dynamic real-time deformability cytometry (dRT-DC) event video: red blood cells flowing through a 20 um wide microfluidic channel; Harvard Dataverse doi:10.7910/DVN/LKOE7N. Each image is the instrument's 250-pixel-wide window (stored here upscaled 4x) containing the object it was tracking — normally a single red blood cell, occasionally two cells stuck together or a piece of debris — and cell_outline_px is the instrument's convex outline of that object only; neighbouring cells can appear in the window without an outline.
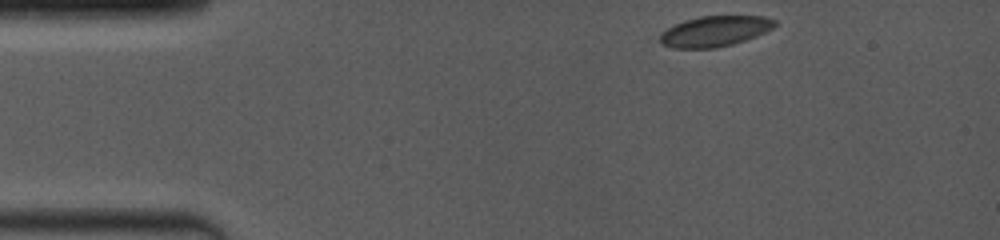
{"species": "common noctule bat (a hibernating species)", "species_latin": "Nyctalus noctula", "temperature_condition": "room temperature", "stored_images_in_passage": 53, "camera_frame_rate_fps": 4000, "um_per_image_px": 0.085, "animal": {"sex": "female", "body_mass_g": 19.0, "forearm_length_mm": 53.3}, "frame": {"image": 1, "passage_image": 1, "time_ms": 0.0, "image_size_px": [1000, 240], "cell_outline_px": [[776, 24], [772, 28], [756, 36], [732, 44], [716, 48], [672, 48], [660, 44], [660, 32], [684, 20], [700, 16], [764, 16], [776, 20]], "centroid_in_image_um": [60.73, 2.65], "position_along_channel_um": 24.3, "area_um2": 20.4}}
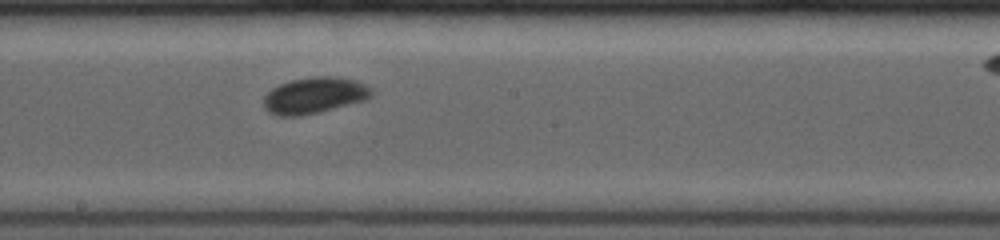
{"frame": {"image": 2, "passage_image": 28, "time_ms": 6.75, "image_size_px": [1000, 240], "cell_outline_px": [[372, 96], [364, 100], [320, 112], [300, 116], [276, 116], [268, 112], [264, 108], [264, 96], [272, 88], [280, 84], [292, 80], [316, 76], [340, 76], [356, 80], [372, 88]], "centroid_in_image_um": [26.72, 8.11], "position_along_channel_um": 221.5, "area_um2": 22.89}}
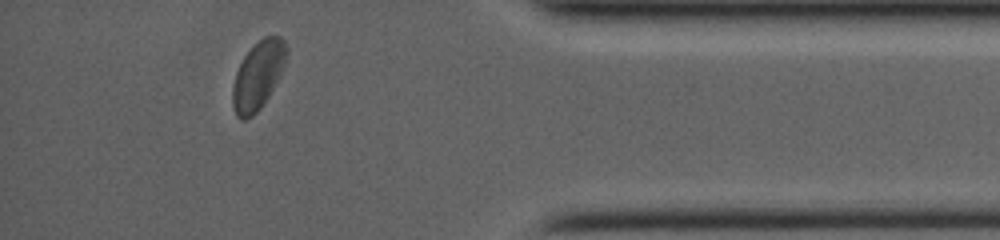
{"frame": {"image": 3, "passage_image": 49, "time_ms": 12.0, "image_size_px": [1000, 240], "cell_outline_px": [[284, 64], [280, 76], [268, 96], [260, 108], [252, 116], [244, 120], [240, 120], [236, 116], [232, 104], [232, 88], [236, 72], [244, 56], [252, 44], [264, 36], [280, 36], [284, 40]], "centroid_in_image_um": [21.88, 6.42], "position_along_channel_um": 413.3, "area_um2": 21.1}}